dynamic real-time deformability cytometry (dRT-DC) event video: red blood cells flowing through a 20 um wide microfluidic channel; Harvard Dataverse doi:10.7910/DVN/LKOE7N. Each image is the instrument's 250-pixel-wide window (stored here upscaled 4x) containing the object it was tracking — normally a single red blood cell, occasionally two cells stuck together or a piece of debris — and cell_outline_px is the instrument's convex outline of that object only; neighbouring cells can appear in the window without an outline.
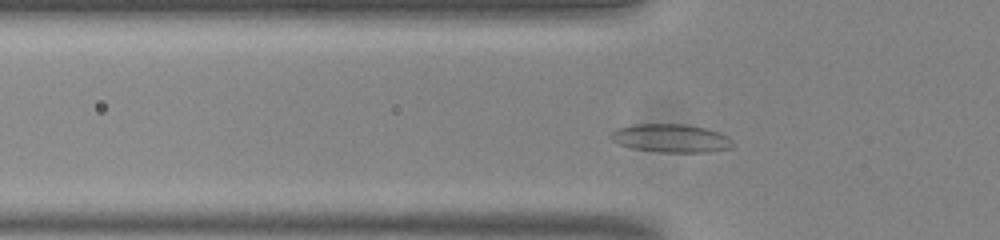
{"species": "common noctule bat (a hibernating species)", "species_latin": "Nyctalus noctula", "temperature_condition": "room temperature", "stored_images_in_passage": 45, "camera_frame_rate_fps": 3000, "um_per_image_px": 0.085, "animal": {"sex": "male", "body_mass_g": 20.0, "forearm_length_mm": 53.3}, "frame": {"image": 1, "passage_image": 9, "time_ms": 2.667, "image_size_px": [1000, 240], "cell_outline_px": [[732, 148], [708, 152], [660, 152], [632, 148], [620, 144], [612, 140], [608, 136], [616, 128], [632, 124], [688, 124], [708, 128], [720, 132], [728, 136], [732, 140]], "centroid_in_image_um": [57.04, 11.74], "position_along_channel_um": 68.8, "area_um2": 20.35}}
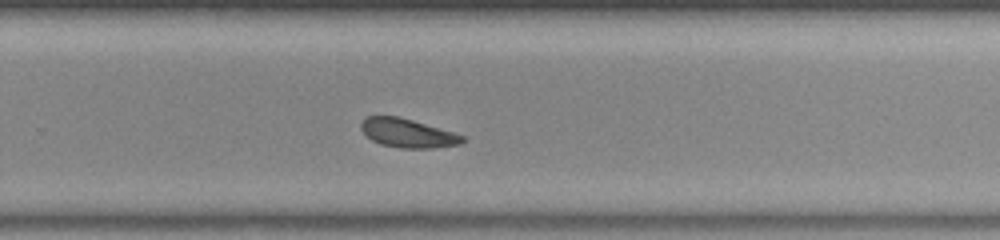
{"frame": {"image": 2, "passage_image": 27, "time_ms": 8.667, "image_size_px": [1000, 240], "cell_outline_px": [[464, 140], [460, 144], [432, 148], [400, 148], [380, 144], [372, 140], [360, 128], [360, 124], [368, 116], [396, 116], [412, 120], [452, 132], [464, 136]], "centroid_in_image_um": [34.63, 11.32], "position_along_channel_um": 295.2, "area_um2": 16.7}}
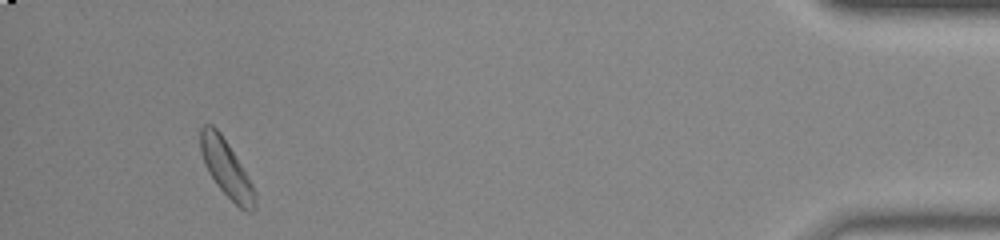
{"frame": {"image": 3, "passage_image": 42, "time_ms": 13.667, "image_size_px": [1000, 240], "cell_outline_px": [[256, 208], [252, 212], [248, 212], [240, 208], [216, 184], [208, 172], [204, 164], [200, 152], [200, 128], [204, 124], [212, 124], [220, 132], [228, 144], [252, 184], [256, 192]], "centroid_in_image_um": [19.23, 14.32], "position_along_channel_um": 416.0, "area_um2": 17.98}, "authors_computed_cell_mechanics": {"area_um2": 17.8602, "velocity_mm_per_s": 3.7764, "shape_relaxation_time_tau1_ms": 2.5409, "shape_relaxation_time_tau2_ms": 5.3924, "deformation_change_tau1": 0.0846, "deformation_change_tau2": 0.1174}}